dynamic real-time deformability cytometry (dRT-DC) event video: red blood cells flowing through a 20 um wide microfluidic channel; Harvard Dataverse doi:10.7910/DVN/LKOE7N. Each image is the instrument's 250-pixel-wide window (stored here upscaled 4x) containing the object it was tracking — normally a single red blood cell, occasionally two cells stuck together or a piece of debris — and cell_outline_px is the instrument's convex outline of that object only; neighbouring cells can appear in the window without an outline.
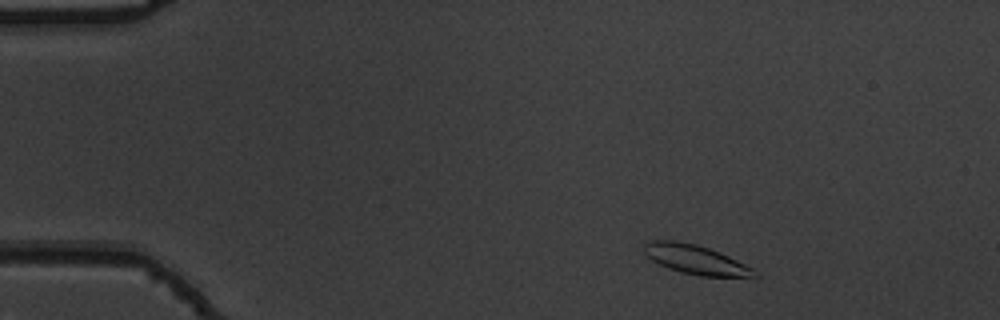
{"species": "common noctule bat (a hibernating species)", "species_latin": "Nyctalus noctula", "temperature_condition": "warm", "stored_images_in_passage": 50, "camera_frame_rate_fps": 3000, "um_per_image_px": 0.085, "animal": {"sex": "male", "body_mass_g": 19.5, "forearm_length_mm": 54.6}, "frame": {"image": 1, "passage_image": 4, "time_ms": 1.0, "image_size_px": [1000, 320], "cell_outline_px": [[760, 276], [700, 276], [680, 272], [668, 268], [644, 256], [644, 244], [648, 240], [676, 240], [696, 244], [708, 248], [728, 256], [752, 268]], "centroid_in_image_um": [59.05, 22.04], "position_along_channel_um": 26.0, "area_um2": 18.67}}
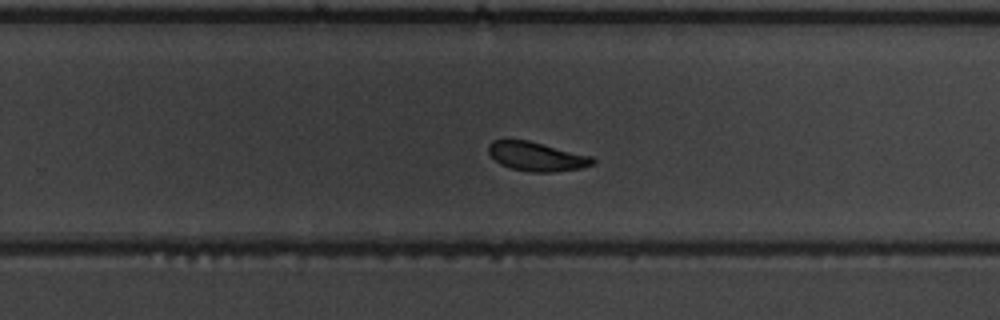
{"frame": {"image": 2, "passage_image": 31, "time_ms": 10.0, "image_size_px": [1000, 320], "cell_outline_px": [[596, 164], [580, 168], [552, 172], [532, 172], [512, 168], [500, 164], [488, 152], [488, 144], [492, 140], [528, 140], [592, 156], [596, 160]], "centroid_in_image_um": [45.64, 13.3], "position_along_channel_um": 284.2, "area_um2": 17.57}}
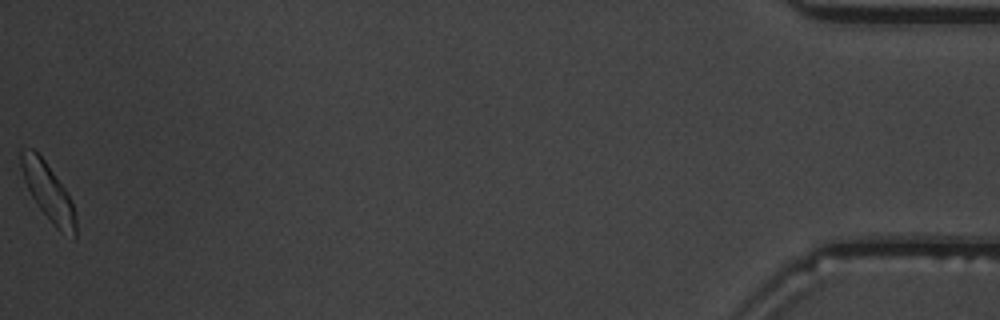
{"frame": {"image": 3, "passage_image": 50, "time_ms": 16.333, "image_size_px": [1000, 320], "cell_outline_px": [[76, 240], [60, 232], [56, 228], [36, 204], [24, 180], [20, 168], [20, 152], [32, 148], [44, 160], [64, 188], [76, 212]], "centroid_in_image_um": [4.11, 16.38], "position_along_channel_um": 431.1, "area_um2": 17.98}, "authors_computed_cell_mechanics": {"area_um2": 18.1492, "velocity_mm_per_s": 3.7721, "shape_relaxation_time_tau1_ms": 2.7357, "shape_relaxation_time_tau2_ms": 6.8307, "deformation_change_tau1": 0.1221, "deformation_change_tau2": 0.1233}}